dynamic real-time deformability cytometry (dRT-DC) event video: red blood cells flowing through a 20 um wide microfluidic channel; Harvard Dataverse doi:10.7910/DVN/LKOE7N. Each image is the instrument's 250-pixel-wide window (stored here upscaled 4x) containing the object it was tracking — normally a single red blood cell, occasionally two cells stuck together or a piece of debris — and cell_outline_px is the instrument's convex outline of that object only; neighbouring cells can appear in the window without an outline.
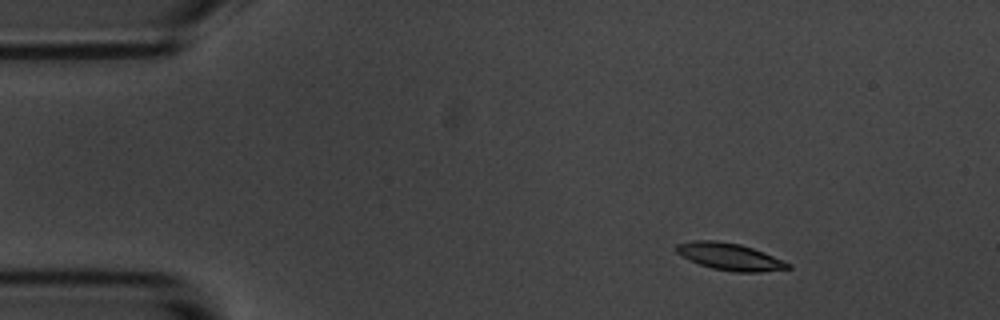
{"species": "common noctule bat (a hibernating species)", "species_latin": "Nyctalus noctula", "temperature_condition": "room temperature", "stored_images_in_passage": 8, "camera_frame_rate_fps": 3000, "um_per_image_px": 0.085, "animal": {"sex": "male", "body_mass_g": 20.1, "forearm_length_mm": 53.5}, "frame": {"image": 1, "passage_image": 2, "time_ms": 1.0, "image_size_px": [1000, 320], "cell_outline_px": [[792, 268], [760, 272], [736, 272], [712, 268], [688, 260], [680, 256], [676, 252], [676, 244], [692, 240], [716, 240], [740, 244], [764, 252], [784, 260], [792, 264]], "centroid_in_image_um": [62.03, 21.81], "position_along_channel_um": 23.0, "area_um2": 17.74}}
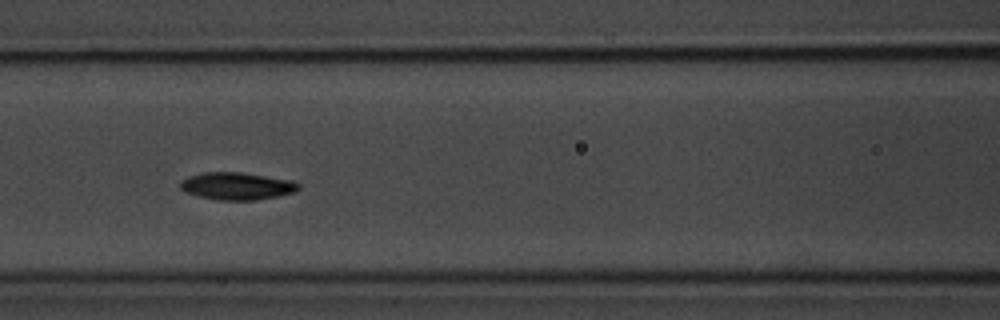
{"frame": {"image": 2, "passage_image": 7, "time_ms": 6.667, "image_size_px": [1000, 320], "cell_outline_px": [[300, 188], [296, 192], [256, 200], [216, 200], [184, 192], [180, 188], [180, 180], [188, 176], [204, 172], [240, 172], [296, 180], [300, 184]], "centroid_in_image_um": [20.16, 15.81], "position_along_channel_um": 146.4, "area_um2": 19.13}}
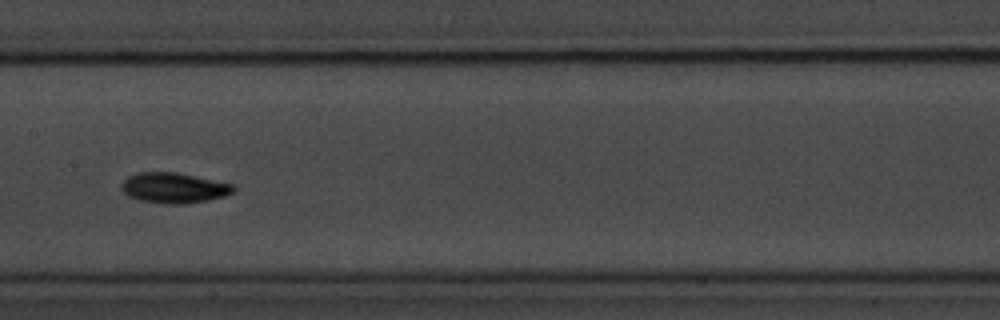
{"frame": {"image": 3, "passage_image": 8, "time_ms": 8.0, "image_size_px": [1000, 320], "cell_outline_px": [[236, 188], [232, 192], [224, 196], [208, 200], [184, 204], [164, 204], [140, 200], [128, 196], [120, 188], [120, 184], [128, 176], [136, 172], [176, 172], [236, 184]], "centroid_in_image_um": [14.78, 15.96], "position_along_channel_um": 192.6, "area_um2": 20.06}}